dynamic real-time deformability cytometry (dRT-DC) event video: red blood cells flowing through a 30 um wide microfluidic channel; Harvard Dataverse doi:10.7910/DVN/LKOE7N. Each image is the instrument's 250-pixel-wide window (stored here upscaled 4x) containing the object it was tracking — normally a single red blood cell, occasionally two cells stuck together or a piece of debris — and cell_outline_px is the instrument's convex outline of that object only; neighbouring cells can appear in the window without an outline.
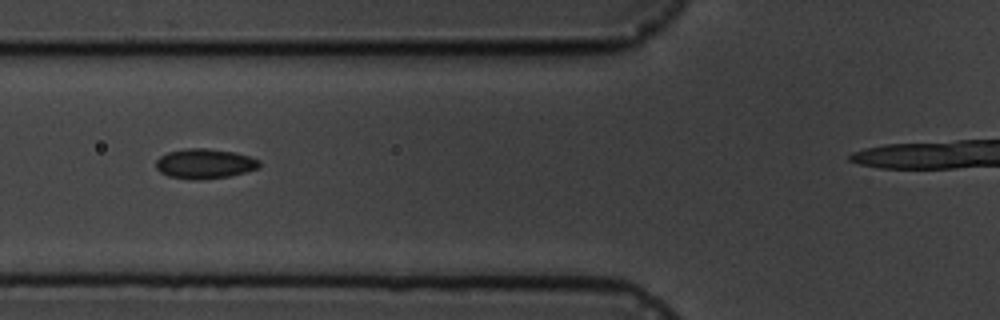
{"species": "common noctule bat (a hibernating species)", "species_latin": "Nyctalus noctula", "temperature_condition": "cold", "stored_images_in_passage": 14, "camera_frame_rate_fps": 3000, "um_per_image_px": 0.085, "animal": {"sex": "male", "body_mass_g": 19.5, "forearm_length_mm": 54.6}, "frame": {"image": 1, "passage_image": 6, "time_ms": 6.333, "image_size_px": [1000, 320], "cell_outline_px": [[260, 168], [228, 176], [196, 180], [168, 176], [160, 172], [156, 168], [156, 160], [160, 156], [168, 152], [188, 148], [208, 148], [236, 152], [260, 160]], "centroid_in_image_um": [17.4, 13.9], "position_along_channel_um": 108.4, "area_um2": 17.98}}
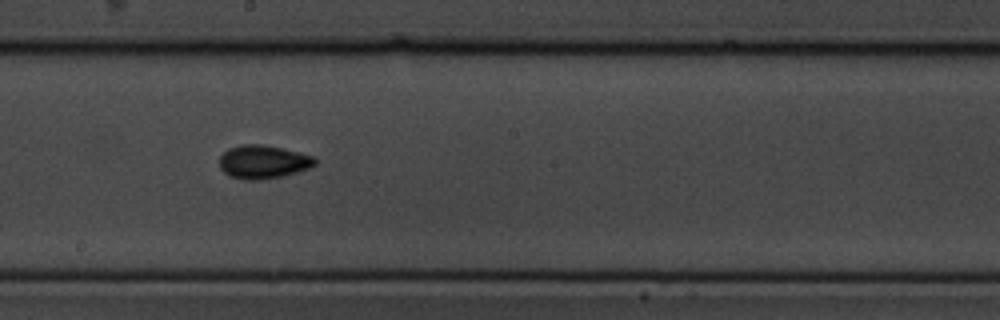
{"frame": {"image": 2, "passage_image": 9, "time_ms": 9.667, "image_size_px": [1000, 320], "cell_outline_px": [[316, 164], [308, 168], [296, 172], [280, 176], [260, 180], [244, 180], [228, 176], [220, 168], [220, 156], [228, 148], [240, 144], [260, 144], [280, 148], [316, 156]], "centroid_in_image_um": [22.34, 13.76], "position_along_channel_um": 225.9, "area_um2": 18.61}}
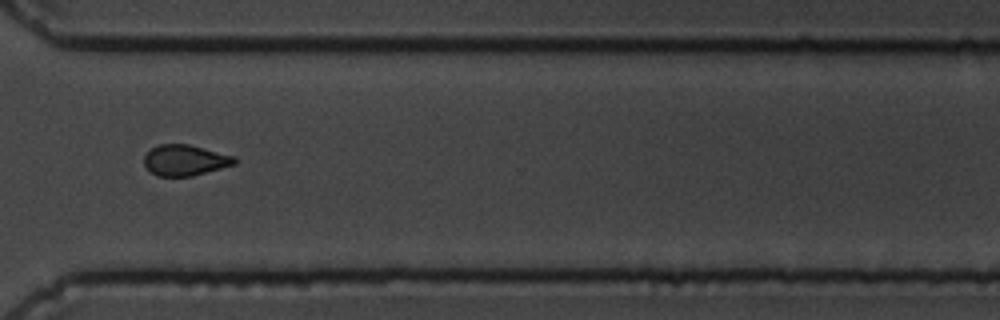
{"frame": {"image": 3, "passage_image": 12, "time_ms": 13.333, "image_size_px": [1000, 320], "cell_outline_px": [[236, 164], [192, 176], [156, 176], [144, 164], [144, 156], [152, 148], [160, 144], [188, 144], [236, 156]], "centroid_in_image_um": [15.75, 13.62], "position_along_channel_um": 354.9, "area_um2": 16.18}}